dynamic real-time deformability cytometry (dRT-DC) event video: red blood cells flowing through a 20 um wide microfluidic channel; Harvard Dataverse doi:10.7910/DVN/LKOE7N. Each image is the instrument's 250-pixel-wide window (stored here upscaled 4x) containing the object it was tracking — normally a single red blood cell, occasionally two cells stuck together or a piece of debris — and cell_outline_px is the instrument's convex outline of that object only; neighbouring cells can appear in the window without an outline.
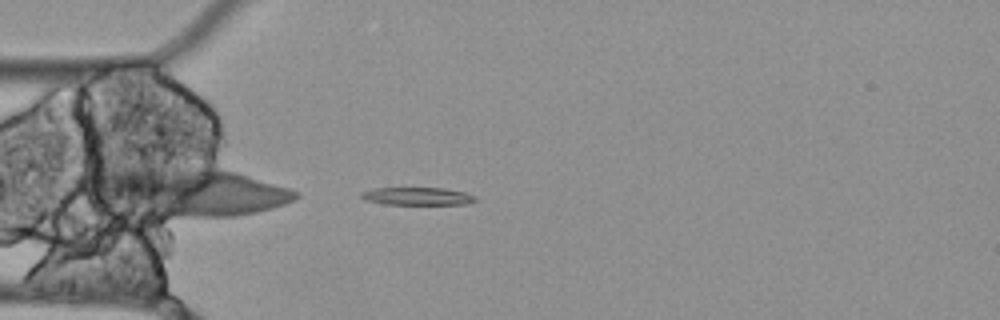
{"species": "Egyptian fruit bat (a non-hibernating species)", "species_latin": "Rousettus aegyptiacus", "temperature_condition": "cold", "stored_images_in_passage": 42, "camera_frame_rate_fps": 3000, "um_per_image_px": 0.085, "animal": {"sex": "female"}, "frame": {"image": 1, "passage_image": 1, "time_ms": 0.0, "image_size_px": [1000, 320], "cell_outline_px": [[476, 200], [468, 204], [384, 204], [364, 200], [360, 196], [360, 192], [376, 188], [444, 188], [464, 192], [476, 196]], "centroid_in_image_um": [35.46, 16.68], "position_along_channel_um": 49.5, "area_um2": 11.79}}
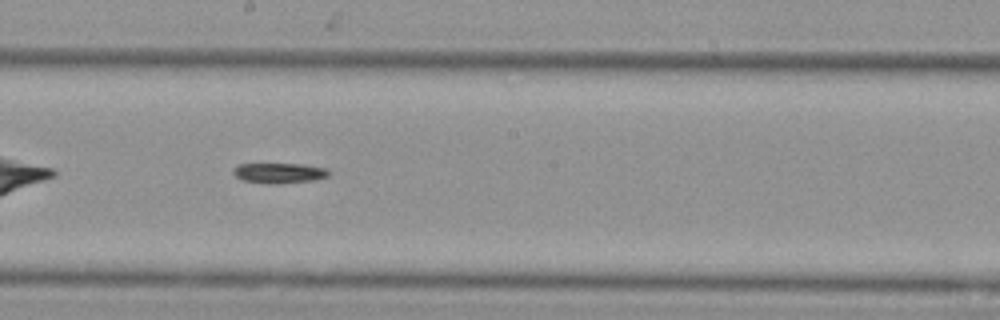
{"frame": {"image": 2, "passage_image": 16, "time_ms": 5.0, "image_size_px": [1000, 320], "cell_outline_px": [[328, 176], [316, 180], [276, 184], [240, 180], [232, 172], [240, 164], [304, 164], [328, 168]], "centroid_in_image_um": [23.77, 14.71], "position_along_channel_um": 224.4, "area_um2": 11.21}}
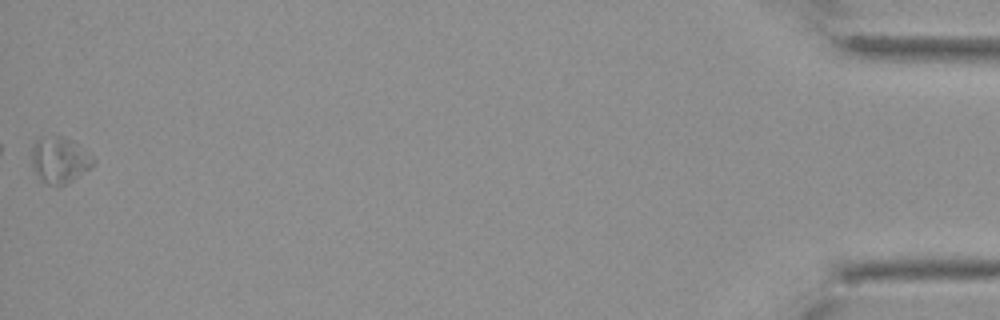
{"frame": {"image": 3, "passage_image": 42, "time_ms": 13.667, "image_size_px": [1000, 320], "cell_outline_px": [[96, 160], [92, 168], [60, 188], [56, 188], [48, 184], [32, 168], [32, 148], [36, 140], [40, 136], [64, 136], [72, 140], [92, 156]], "centroid_in_image_um": [5.09, 13.61], "position_along_channel_um": 430.1, "area_um2": 16.76}}